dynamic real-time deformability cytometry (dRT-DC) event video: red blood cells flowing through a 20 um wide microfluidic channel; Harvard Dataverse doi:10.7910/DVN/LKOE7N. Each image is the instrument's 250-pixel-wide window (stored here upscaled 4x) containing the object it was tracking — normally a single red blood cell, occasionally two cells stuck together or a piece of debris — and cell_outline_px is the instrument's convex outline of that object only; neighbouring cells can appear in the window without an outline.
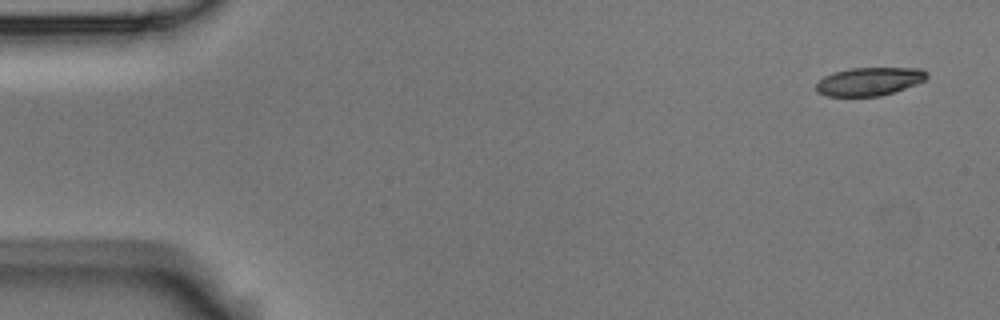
{"species": "Egyptian fruit bat (a non-hibernating species)", "species_latin": "Rousettus aegyptiacus", "temperature_condition": "room temperature", "stored_images_in_passage": 6, "camera_frame_rate_fps": 3000, "um_per_image_px": 0.085, "animal": {"sex": "male"}, "frame": {"image": 1, "passage_image": 1, "time_ms": 0.0, "image_size_px": [1000, 320], "cell_outline_px": [[928, 76], [924, 80], [916, 84], [880, 96], [824, 96], [816, 92], [816, 84], [824, 76], [836, 72], [852, 68], [920, 68], [928, 72]], "centroid_in_image_um": [73.88, 6.92], "position_along_channel_um": 11.1, "area_um2": 18.09}}
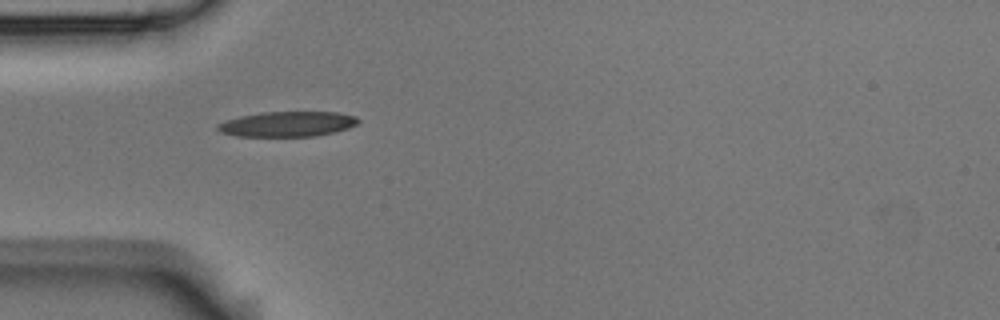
{"frame": {"image": 2, "passage_image": 5, "time_ms": 1.333, "image_size_px": [1000, 320], "cell_outline_px": [[360, 120], [356, 124], [348, 128], [316, 136], [236, 136], [220, 132], [216, 128], [216, 124], [240, 116], [260, 112], [336, 112], [356, 116]], "centroid_in_image_um": [24.41, 10.54], "position_along_channel_um": 60.6, "area_um2": 20.52}}
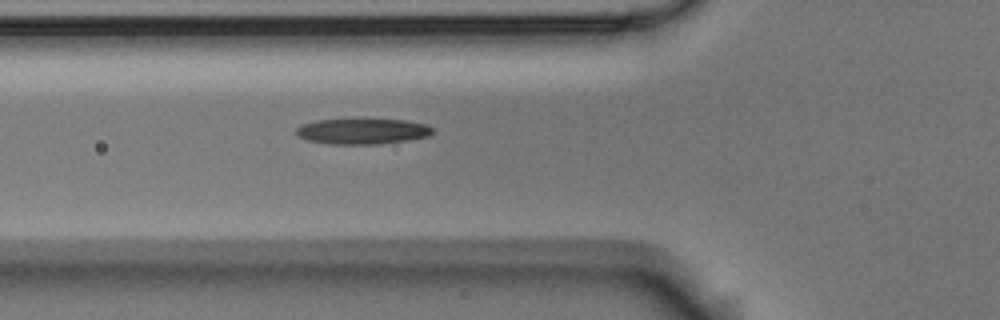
{"frame": {"image": 3, "passage_image": 6, "time_ms": 1.667, "image_size_px": [1000, 320], "cell_outline_px": [[432, 132], [428, 136], [408, 140], [380, 144], [328, 144], [304, 140], [296, 132], [296, 128], [300, 124], [316, 120], [404, 120], [424, 124], [432, 128]], "centroid_in_image_um": [30.75, 11.17], "position_along_channel_um": 95.1, "area_um2": 20.17}}